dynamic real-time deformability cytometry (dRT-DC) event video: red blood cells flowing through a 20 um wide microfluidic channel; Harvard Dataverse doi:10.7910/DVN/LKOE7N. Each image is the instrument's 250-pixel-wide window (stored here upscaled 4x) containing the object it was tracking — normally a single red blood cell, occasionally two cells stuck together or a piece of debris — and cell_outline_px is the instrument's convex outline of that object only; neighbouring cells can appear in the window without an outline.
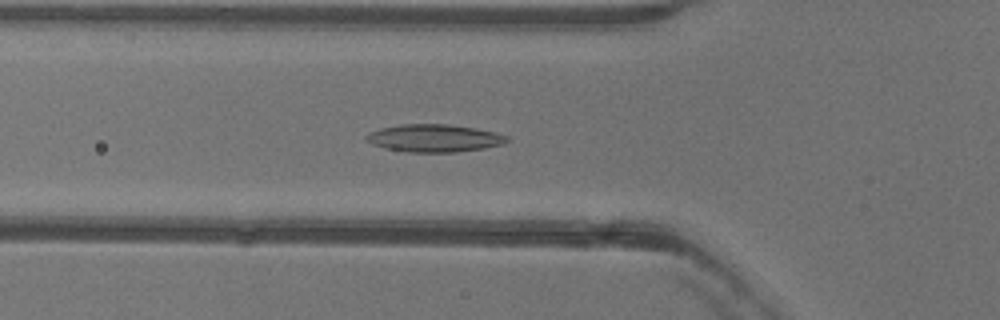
{"species": "common noctule bat (a hibernating species)", "species_latin": "Nyctalus noctula", "temperature_condition": "warm", "stored_images_in_passage": 36, "camera_frame_rate_fps": 3000, "um_per_image_px": 0.085, "animal": {"sex": "female"}, "frame": {"image": 1, "passage_image": 2, "time_ms": 0.333, "image_size_px": [1000, 320], "cell_outline_px": [[508, 140], [504, 144], [484, 148], [456, 152], [408, 152], [384, 148], [372, 144], [364, 136], [368, 132], [380, 128], [400, 124], [448, 124], [476, 128], [496, 132], [508, 136]], "centroid_in_image_um": [36.91, 11.74], "position_along_channel_um": 88.9, "area_um2": 22.77}}
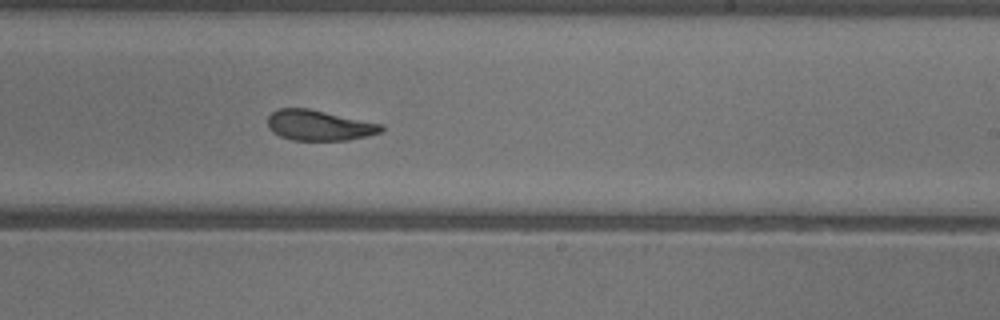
{"frame": {"image": 2, "passage_image": 15, "time_ms": 4.667, "image_size_px": [1000, 320], "cell_outline_px": [[384, 128], [380, 132], [368, 136], [348, 140], [292, 140], [280, 136], [272, 132], [268, 128], [268, 116], [272, 112], [280, 108], [308, 108], [384, 124]], "centroid_in_image_um": [27.13, 10.65], "position_along_channel_um": 261.9, "area_um2": 20.23}}
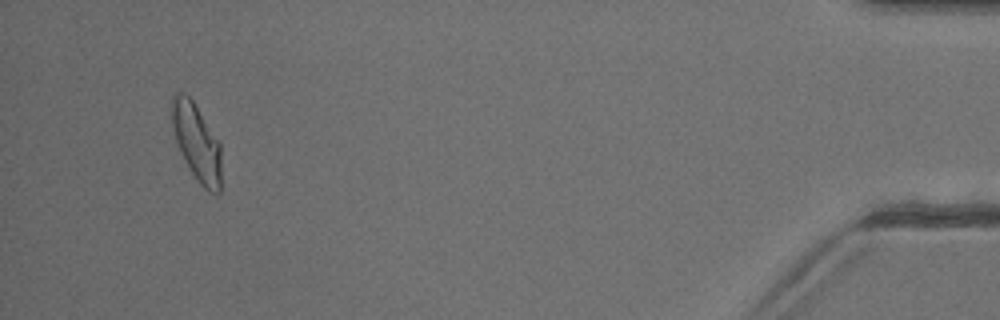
{"frame": {"image": 3, "passage_image": 33, "time_ms": 10.667, "image_size_px": [1000, 320], "cell_outline_px": [[220, 192], [216, 196], [208, 192], [196, 180], [184, 160], [176, 144], [172, 124], [172, 96], [176, 92], [180, 92], [188, 96], [192, 100], [220, 144]], "centroid_in_image_um": [16.7, 12.15], "position_along_channel_um": 418.5, "area_um2": 22.02}}